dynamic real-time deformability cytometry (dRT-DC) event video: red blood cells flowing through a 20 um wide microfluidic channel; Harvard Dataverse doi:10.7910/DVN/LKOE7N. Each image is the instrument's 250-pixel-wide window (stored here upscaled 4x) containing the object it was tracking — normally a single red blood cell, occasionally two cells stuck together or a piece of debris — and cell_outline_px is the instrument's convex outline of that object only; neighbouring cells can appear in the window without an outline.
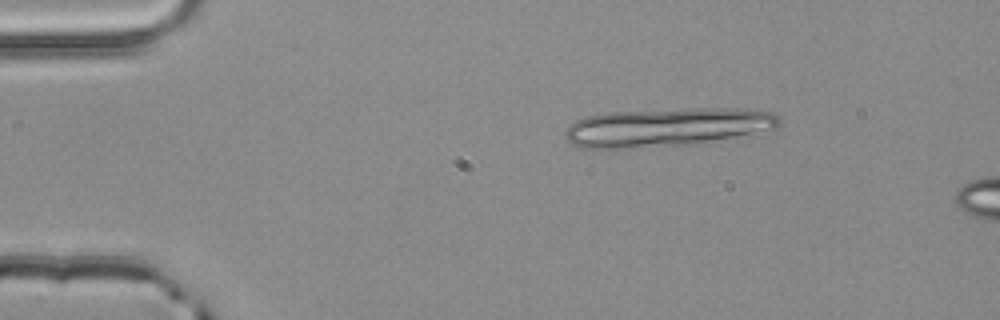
{"species": "common noctule bat (a hibernating species)", "species_latin": "Nyctalus noctula", "temperature_condition": "room temperature", "stored_images_in_passage": 3, "camera_frame_rate_fps": 3000, "um_per_image_px": 0.085, "animal": {"sex": "male", "body_mass_g": 20.4}, "frame": {"image": 1, "passage_image": 1, "time_ms": 0.0, "image_size_px": [1000, 320], "cell_outline_px": [[780, 124], [776, 128], [692, 144], [620, 148], [580, 148], [572, 144], [564, 136], [564, 132], [568, 124], [576, 120], [588, 116], [608, 112], [692, 108], [736, 108], [772, 112], [780, 116]], "centroid_in_image_um": [56.63, 10.79], "position_along_channel_um": 28.4, "area_um2": 47.69}}